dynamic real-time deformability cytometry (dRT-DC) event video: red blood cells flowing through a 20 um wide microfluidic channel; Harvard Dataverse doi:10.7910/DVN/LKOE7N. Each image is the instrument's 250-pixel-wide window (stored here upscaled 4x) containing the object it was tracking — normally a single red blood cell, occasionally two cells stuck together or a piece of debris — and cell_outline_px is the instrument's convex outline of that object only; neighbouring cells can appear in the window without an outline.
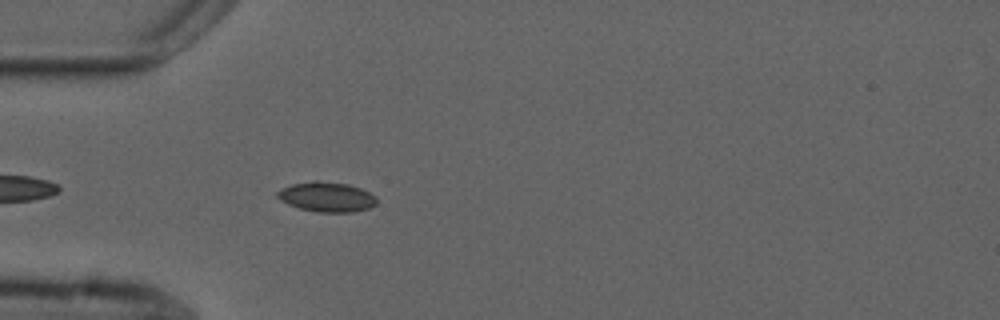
{"species": "common noctule bat (a hibernating species)", "species_latin": "Nyctalus noctula", "temperature_condition": "cold", "stored_images_in_passage": 37, "camera_frame_rate_fps": 3000, "um_per_image_px": 0.085, "animal": {"sex": "male", "forearm_length_mm": 52.5}, "frame": {"image": 1, "passage_image": 4, "time_ms": 1.0, "image_size_px": [1000, 320], "cell_outline_px": [[376, 204], [368, 208], [352, 212], [320, 212], [300, 208], [288, 204], [280, 200], [276, 196], [276, 192], [292, 184], [312, 180], [316, 180], [348, 184], [360, 188], [376, 196]], "centroid_in_image_um": [27.76, 16.73], "position_along_channel_um": 57.2, "area_um2": 17.17}}
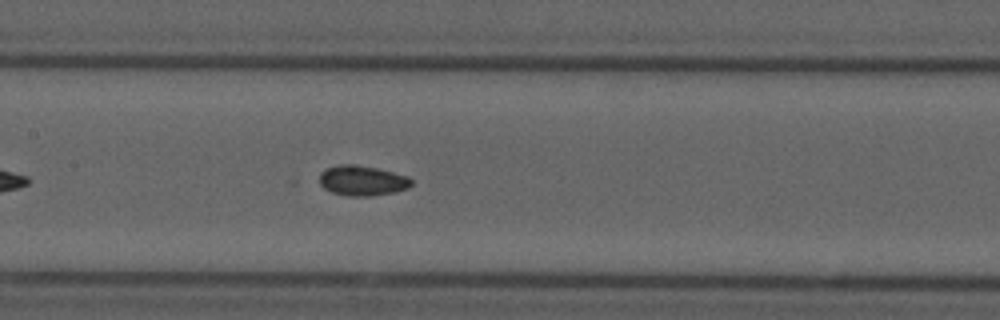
{"frame": {"image": 2, "passage_image": 14, "time_ms": 4.333, "image_size_px": [1000, 320], "cell_outline_px": [[412, 184], [408, 188], [396, 192], [368, 196], [348, 196], [332, 192], [324, 188], [320, 184], [320, 172], [336, 164], [356, 164], [376, 168], [408, 176], [412, 180]], "centroid_in_image_um": [30.79, 15.35], "position_along_channel_um": 176.6, "area_um2": 16.18}}
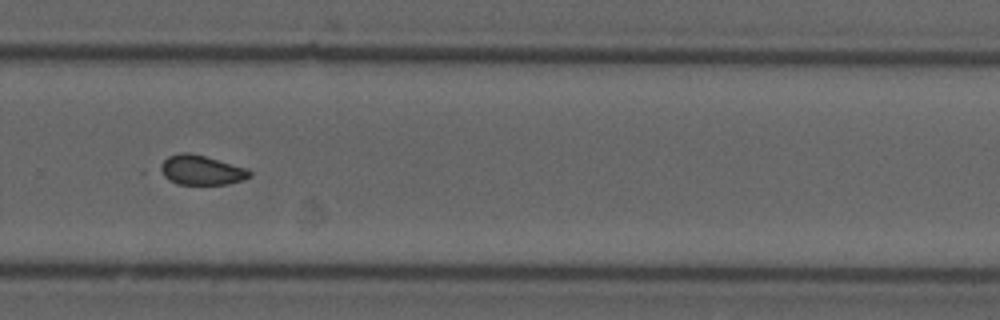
{"frame": {"image": 3, "passage_image": 25, "time_ms": 8.0, "image_size_px": [1000, 320], "cell_outline_px": [[252, 176], [244, 180], [228, 184], [176, 184], [168, 180], [156, 172], [160, 164], [168, 156], [180, 152], [188, 152], [204, 156], [248, 168], [252, 172]], "centroid_in_image_um": [17.07, 14.46], "position_along_channel_um": 312.7, "area_um2": 15.78}}